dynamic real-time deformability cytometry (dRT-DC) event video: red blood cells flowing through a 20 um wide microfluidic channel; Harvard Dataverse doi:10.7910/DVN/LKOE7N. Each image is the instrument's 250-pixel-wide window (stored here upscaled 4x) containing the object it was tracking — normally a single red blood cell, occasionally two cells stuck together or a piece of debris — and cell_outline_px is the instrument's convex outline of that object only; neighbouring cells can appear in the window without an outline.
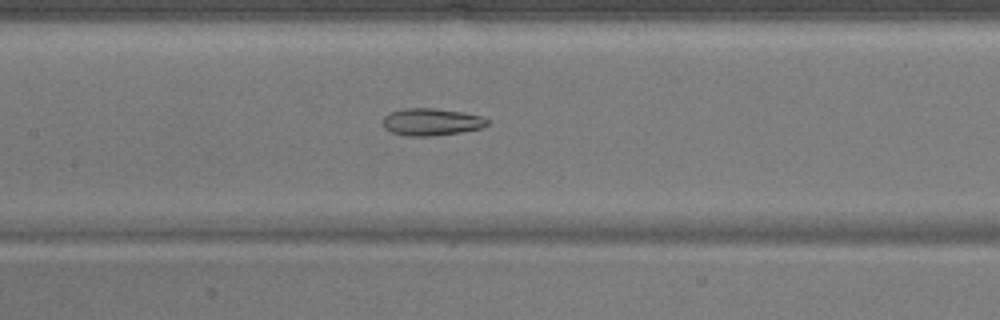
{"species": "common noctule bat (a hibernating species)", "species_latin": "Nyctalus noctula", "temperature_condition": "warm", "stored_images_in_passage": 36, "camera_frame_rate_fps": 3000, "um_per_image_px": 0.085, "animal": {"sex": "male", "body_mass_g": 17.9}, "frame": {"image": 1, "passage_image": 10, "time_ms": 3.0, "image_size_px": [1000, 320], "cell_outline_px": [[488, 124], [480, 128], [460, 132], [428, 136], [408, 136], [392, 132], [384, 128], [384, 116], [388, 112], [404, 108], [432, 108], [460, 112], [484, 116], [488, 120]], "centroid_in_image_um": [36.65, 10.35], "position_along_channel_um": 170.8, "area_um2": 16.42}}
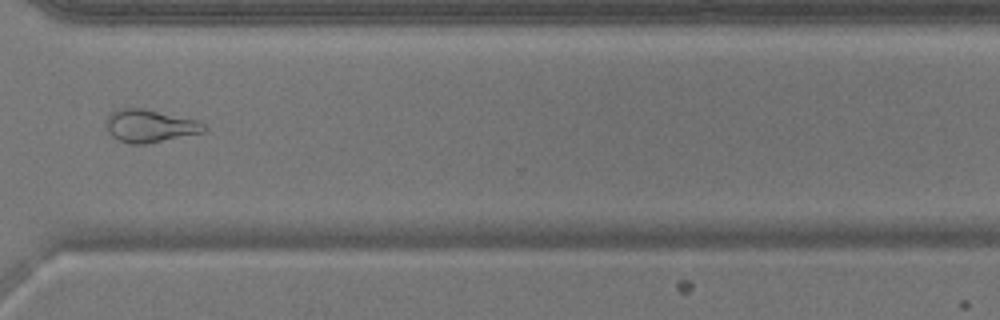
{"frame": {"image": 2, "passage_image": 24, "time_ms": 7.667, "image_size_px": [1000, 320], "cell_outline_px": [[208, 128], [204, 132], [144, 144], [132, 144], [120, 140], [112, 136], [104, 128], [104, 120], [112, 112], [120, 108], [144, 108], [200, 120]], "centroid_in_image_um": [12.73, 10.68], "position_along_channel_um": 357.9, "area_um2": 18.9}}
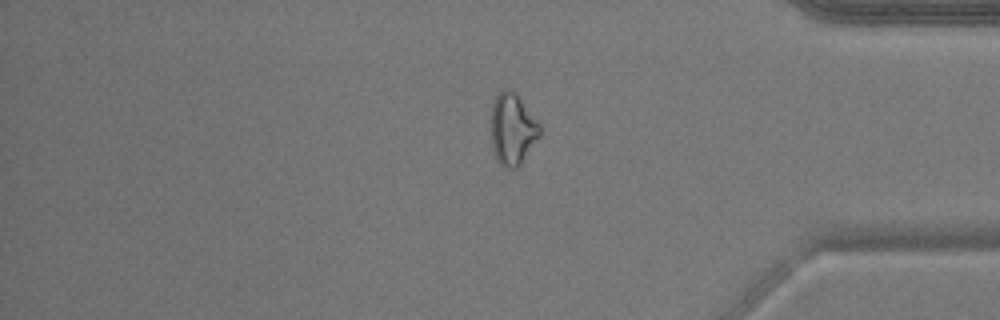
{"frame": {"image": 3, "passage_image": 28, "time_ms": 9.0, "image_size_px": [1000, 320], "cell_outline_px": [[540, 136], [520, 164], [516, 168], [504, 168], [496, 160], [492, 148], [492, 104], [500, 88], [512, 88], [516, 92], [540, 124]], "centroid_in_image_um": [43.56, 10.94], "position_along_channel_um": 391.6, "area_um2": 20.46}}